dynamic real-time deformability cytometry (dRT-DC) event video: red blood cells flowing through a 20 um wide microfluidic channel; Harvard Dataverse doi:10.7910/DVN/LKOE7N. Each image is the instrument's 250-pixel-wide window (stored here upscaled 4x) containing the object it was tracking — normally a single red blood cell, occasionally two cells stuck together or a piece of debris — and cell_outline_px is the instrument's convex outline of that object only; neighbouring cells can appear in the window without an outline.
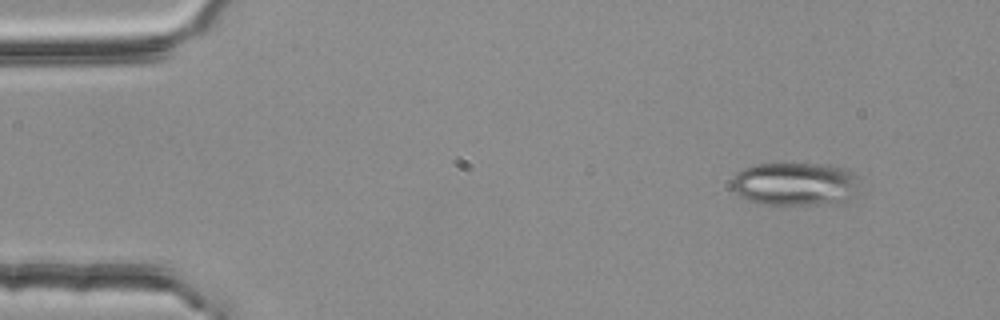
{"species": "common noctule bat (a hibernating species)", "species_latin": "Nyctalus noctula", "temperature_condition": "room temperature", "stored_images_in_passage": 5, "camera_frame_rate_fps": 3000, "um_per_image_px": 0.085, "animal": {"sex": "female", "body_mass_g": 25.1}, "frame": {"image": 1, "passage_image": 1, "time_ms": 0.0, "image_size_px": [1000, 320], "cell_outline_px": [[856, 196], [848, 204], [756, 204], [740, 196], [732, 188], [732, 180], [736, 172], [740, 168], [756, 164], [824, 164], [844, 168], [856, 172]], "centroid_in_image_um": [67.62, 15.65], "position_along_channel_um": 17.4, "area_um2": 32.89}}